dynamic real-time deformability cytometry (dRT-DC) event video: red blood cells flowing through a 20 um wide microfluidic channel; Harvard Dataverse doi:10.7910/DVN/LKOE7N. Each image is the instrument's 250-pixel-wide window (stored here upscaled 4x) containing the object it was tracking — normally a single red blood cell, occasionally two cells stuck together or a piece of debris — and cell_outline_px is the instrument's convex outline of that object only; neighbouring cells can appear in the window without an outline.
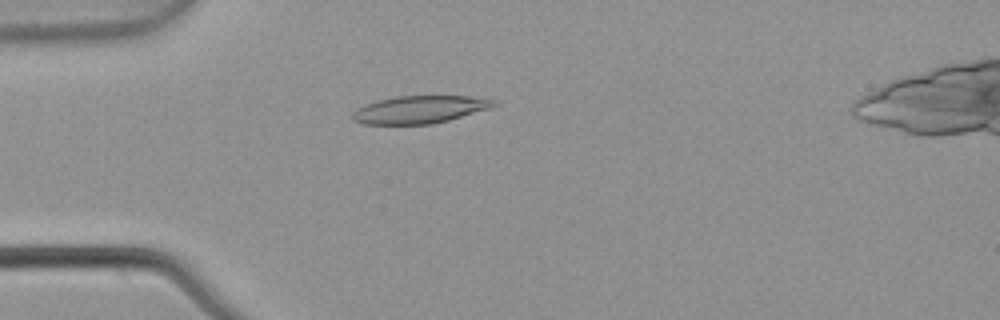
{"species": "common noctule bat (a hibernating species)", "species_latin": "Nyctalus noctula", "temperature_condition": "warm", "stored_images_in_passage": 5, "camera_frame_rate_fps": 3000, "um_per_image_px": 0.085, "animal": {"sex": "male", "body_mass_g": 21.5, "forearm_length_mm": 52.0}, "frame": {"image": 1, "passage_image": 4, "time_ms": 1.0, "image_size_px": [1000, 320], "cell_outline_px": [[500, 104], [488, 108], [448, 120], [432, 124], [364, 124], [352, 120], [352, 112], [356, 108], [380, 100], [396, 96], [468, 96], [496, 100]], "centroid_in_image_um": [35.66, 9.31], "position_along_channel_um": 49.3, "area_um2": 22.48}}